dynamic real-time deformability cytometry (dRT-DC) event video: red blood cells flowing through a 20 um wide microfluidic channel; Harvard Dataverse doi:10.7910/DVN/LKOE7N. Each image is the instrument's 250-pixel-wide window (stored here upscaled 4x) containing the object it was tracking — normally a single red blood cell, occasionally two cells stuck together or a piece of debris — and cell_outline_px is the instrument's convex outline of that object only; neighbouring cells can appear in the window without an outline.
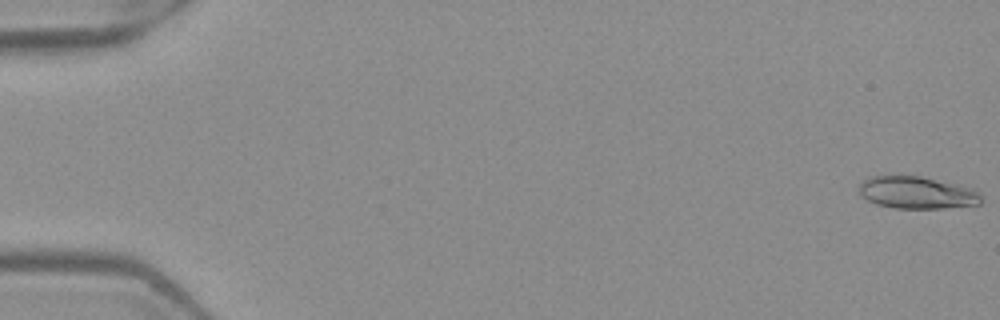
{"species": "Egyptian fruit bat (a non-hibernating species)", "species_latin": "Rousettus aegyptiacus", "temperature_condition": "warm", "stored_images_in_passage": 52, "camera_frame_rate_fps": 3000, "um_per_image_px": 0.085, "frame": {"image": 1, "passage_image": 1, "time_ms": 0.0, "image_size_px": [1000, 320], "cell_outline_px": [[980, 204], [944, 208], [896, 208], [876, 204], [860, 196], [860, 184], [868, 176], [896, 172], [920, 176], [968, 188], [976, 192], [980, 196]], "centroid_in_image_um": [77.8, 16.33], "position_along_channel_um": 7.2, "area_um2": 23.12}}
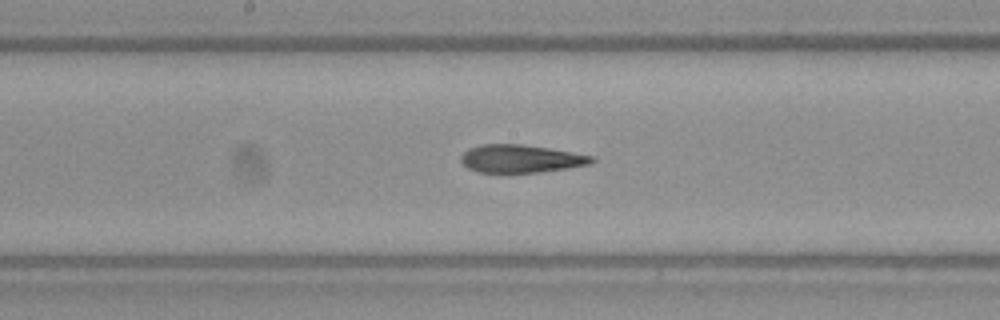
{"frame": {"image": 2, "passage_image": 28, "time_ms": 9.0, "image_size_px": [1000, 320], "cell_outline_px": [[596, 160], [588, 164], [568, 168], [508, 176], [500, 176], [476, 172], [468, 168], [460, 160], [460, 156], [468, 148], [480, 144], [520, 144], [548, 148], [572, 152], [592, 156]], "centroid_in_image_um": [44.17, 13.54], "position_along_channel_um": 204.0, "area_um2": 22.14}}
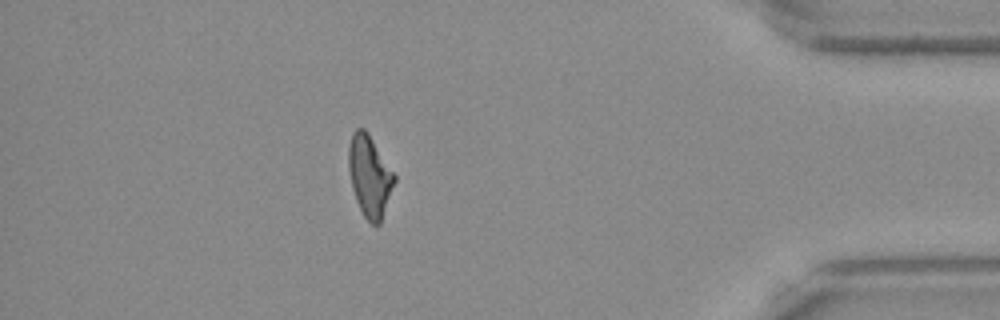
{"frame": {"image": 3, "passage_image": 46, "time_ms": 15.0, "image_size_px": [1000, 320], "cell_outline_px": [[396, 180], [380, 224], [372, 224], [364, 216], [356, 200], [352, 188], [348, 168], [348, 148], [352, 132], [356, 128], [364, 128], [368, 132], [396, 176]], "centroid_in_image_um": [31.41, 14.94], "position_along_channel_um": 403.8, "area_um2": 21.68}, "authors_computed_cell_mechanics": {"area_um2": 22.1374, "velocity_mm_per_s": 4.0082, "shape_relaxation_time_tau1_ms": null, "shape_relaxation_time_tau2_ms": 2.7858, "deformation_change_tau1": null, "deformation_change_tau2": 0.1183}}